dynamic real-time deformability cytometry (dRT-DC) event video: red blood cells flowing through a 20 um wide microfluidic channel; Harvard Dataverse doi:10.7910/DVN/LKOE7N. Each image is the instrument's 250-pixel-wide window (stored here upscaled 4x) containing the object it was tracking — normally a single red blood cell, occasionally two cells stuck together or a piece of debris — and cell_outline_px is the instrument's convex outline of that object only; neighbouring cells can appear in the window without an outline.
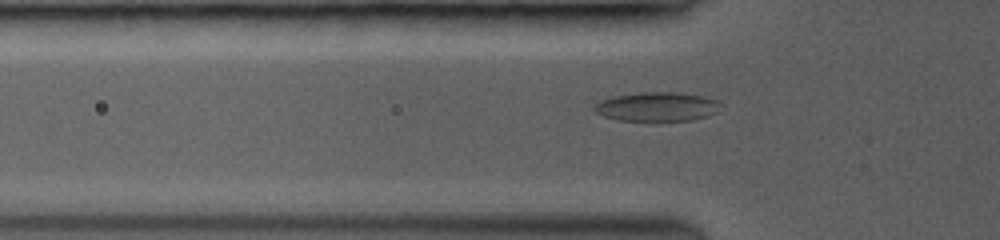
{"species": "common noctule bat (a hibernating species)", "species_latin": "Nyctalus noctula", "temperature_condition": "room temperature", "stored_images_in_passage": 45, "segment_of_instrument_passage": [1, 2], "camera_frame_rate_fps": 3500, "um_per_image_px": 0.085, "animal": {"sex": "female", "body_mass_g": 19.0, "forearm_length_mm": 53.3}, "frame": {"image": 1, "passage_image": 9, "time_ms": 2.286, "image_size_px": [1000, 240], "cell_outline_px": [[716, 112], [692, 120], [620, 120], [604, 116], [596, 112], [592, 108], [600, 100], [616, 96], [644, 92], [668, 92], [700, 96], [716, 100]], "centroid_in_image_um": [55.75, 9.07], "position_along_channel_um": 70.0, "area_um2": 20.58}}
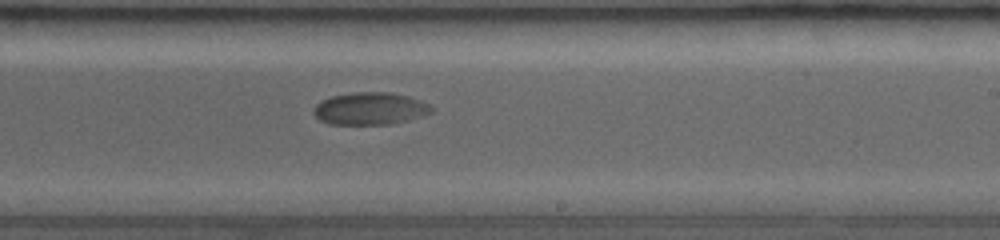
{"frame": {"image": 2, "passage_image": 26, "time_ms": 7.143, "image_size_px": [1000, 240], "cell_outline_px": [[432, 108], [428, 112], [408, 120], [392, 124], [332, 124], [320, 120], [316, 116], [316, 104], [332, 96], [356, 92], [384, 92], [408, 96], [428, 104]], "centroid_in_image_um": [31.44, 9.23], "position_along_channel_um": 257.6, "area_um2": 21.5}}
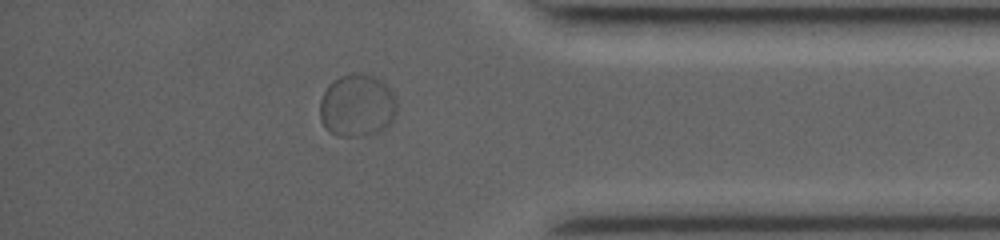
{"frame": {"image": 3, "passage_image": 40, "time_ms": 11.143, "image_size_px": [1000, 240], "cell_outline_px": [[396, 116], [388, 128], [364, 136], [340, 136], [324, 128], [320, 120], [320, 100], [328, 84], [332, 80], [340, 76], [352, 72], [360, 72], [376, 76], [388, 84], [392, 88], [396, 100]], "centroid_in_image_um": [30.38, 8.94], "position_along_channel_um": 404.8, "area_um2": 28.9}}